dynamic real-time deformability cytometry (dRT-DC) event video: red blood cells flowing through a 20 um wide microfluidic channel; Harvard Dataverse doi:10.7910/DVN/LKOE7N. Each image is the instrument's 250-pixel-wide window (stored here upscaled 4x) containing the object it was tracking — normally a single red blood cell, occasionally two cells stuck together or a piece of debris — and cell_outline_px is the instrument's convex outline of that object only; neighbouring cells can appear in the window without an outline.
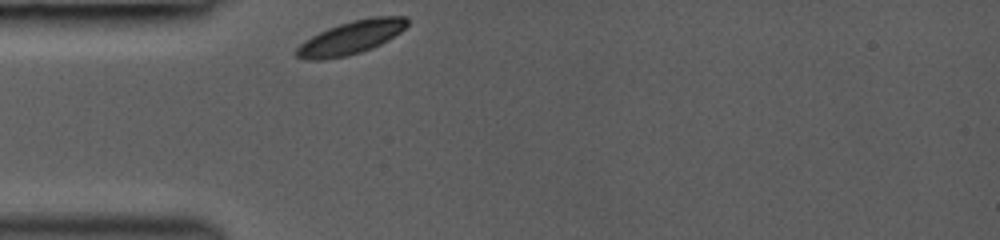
{"species": "common noctule bat (a hibernating species)", "species_latin": "Nyctalus noctula", "temperature_condition": "room temperature", "stored_images_in_passage": 26, "camera_frame_rate_fps": 3000, "um_per_image_px": 0.085, "animal": {"sex": "female", "body_mass_g": 19.0, "forearm_length_mm": 53.3}, "frame": {"image": 1, "passage_image": 1, "time_ms": 0.0, "image_size_px": [1000, 240], "cell_outline_px": [[408, 24], [400, 32], [388, 40], [372, 48], [360, 52], [344, 56], [320, 60], [304, 60], [296, 56], [296, 48], [304, 40], [328, 28], [352, 20], [376, 16], [408, 16]], "centroid_in_image_um": [29.83, 3.19], "position_along_channel_um": 55.2, "area_um2": 21.33}}
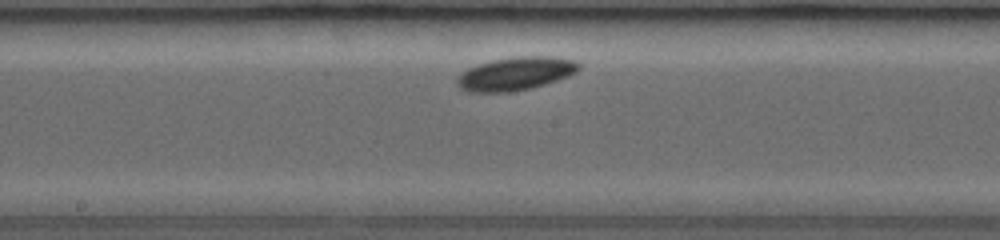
{"frame": {"image": 2, "passage_image": 15, "time_ms": 4.0, "image_size_px": [1000, 240], "cell_outline_px": [[580, 68], [576, 72], [568, 76], [532, 88], [508, 92], [468, 92], [460, 88], [456, 84], [456, 80], [468, 68], [492, 60], [512, 56], [556, 56], [576, 60], [580, 64]], "centroid_in_image_um": [43.86, 6.25], "position_along_channel_um": 204.3, "area_um2": 23.64}}
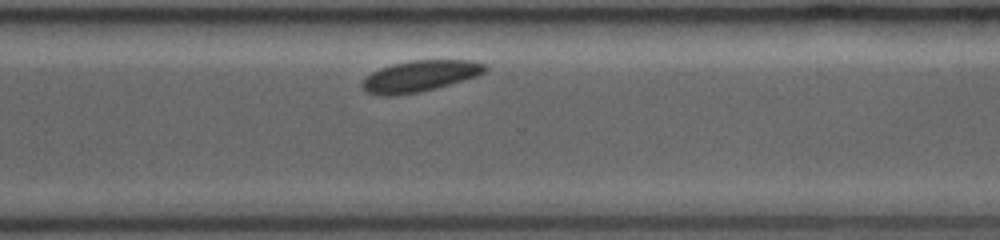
{"frame": {"image": 3, "passage_image": 26, "time_ms": 7.333, "image_size_px": [1000, 240], "cell_outline_px": [[488, 68], [484, 72], [476, 76], [436, 88], [420, 92], [388, 96], [384, 96], [368, 92], [360, 88], [360, 84], [372, 72], [380, 68], [392, 64], [412, 60], [476, 60], [488, 64]], "centroid_in_image_um": [35.71, 6.46], "position_along_channel_um": 334.9, "area_um2": 22.37}}